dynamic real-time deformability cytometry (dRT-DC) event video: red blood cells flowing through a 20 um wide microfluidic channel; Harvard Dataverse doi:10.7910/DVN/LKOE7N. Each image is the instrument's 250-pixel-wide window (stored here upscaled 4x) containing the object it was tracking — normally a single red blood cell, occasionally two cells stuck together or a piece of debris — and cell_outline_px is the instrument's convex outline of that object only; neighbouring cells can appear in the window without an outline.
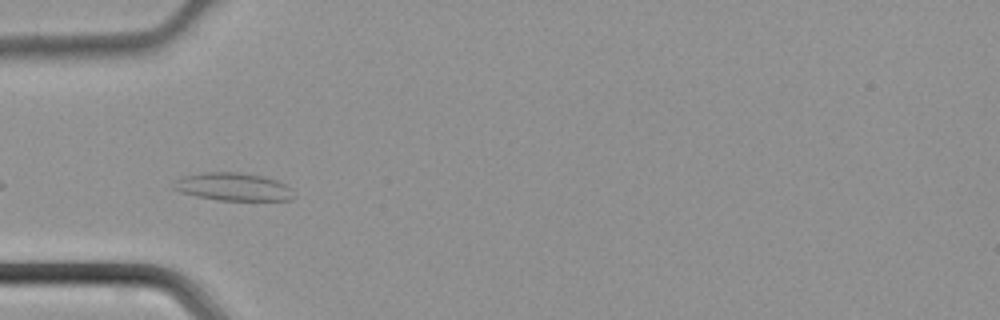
{"species": "common noctule bat (a hibernating species)", "species_latin": "Nyctalus noctula", "temperature_condition": "cold", "stored_images_in_passage": 20, "camera_frame_rate_fps": 3000, "um_per_image_px": 0.085, "animal": {"sex": "male", "body_mass_g": 21.5, "forearm_length_mm": 52.0}, "frame": {"image": 1, "passage_image": 2, "time_ms": 0.333, "image_size_px": [1000, 320], "cell_outline_px": [[296, 196], [292, 200], [216, 200], [196, 196], [180, 192], [172, 188], [176, 180], [184, 176], [204, 172], [236, 172], [260, 176], [276, 180], [292, 188]], "centroid_in_image_um": [19.84, 15.89], "position_along_channel_um": 65.2, "area_um2": 19.48}}
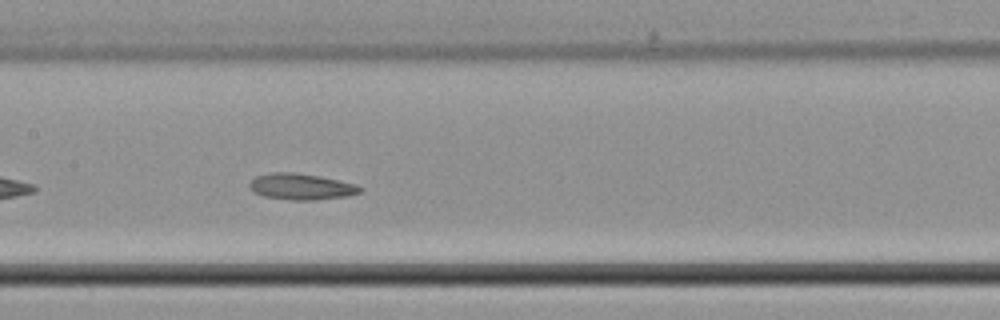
{"frame": {"image": 2, "passage_image": 10, "time_ms": 3.0, "image_size_px": [1000, 320], "cell_outline_px": [[364, 188], [360, 192], [348, 196], [316, 200], [292, 200], [264, 196], [252, 192], [248, 184], [256, 176], [272, 172], [292, 172], [320, 176], [356, 184]], "centroid_in_image_um": [25.6, 15.86], "position_along_channel_um": 181.8, "area_um2": 16.94}}
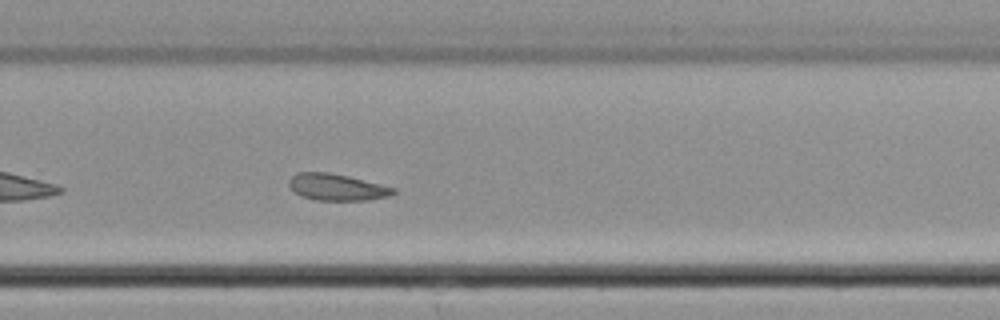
{"frame": {"image": 3, "passage_image": 18, "time_ms": 5.667, "image_size_px": [1000, 320], "cell_outline_px": [[396, 192], [388, 196], [368, 200], [316, 200], [300, 196], [288, 184], [288, 180], [296, 172], [328, 172], [348, 176], [396, 188]], "centroid_in_image_um": [28.61, 15.9], "position_along_channel_um": 301.2, "area_um2": 16.13}}